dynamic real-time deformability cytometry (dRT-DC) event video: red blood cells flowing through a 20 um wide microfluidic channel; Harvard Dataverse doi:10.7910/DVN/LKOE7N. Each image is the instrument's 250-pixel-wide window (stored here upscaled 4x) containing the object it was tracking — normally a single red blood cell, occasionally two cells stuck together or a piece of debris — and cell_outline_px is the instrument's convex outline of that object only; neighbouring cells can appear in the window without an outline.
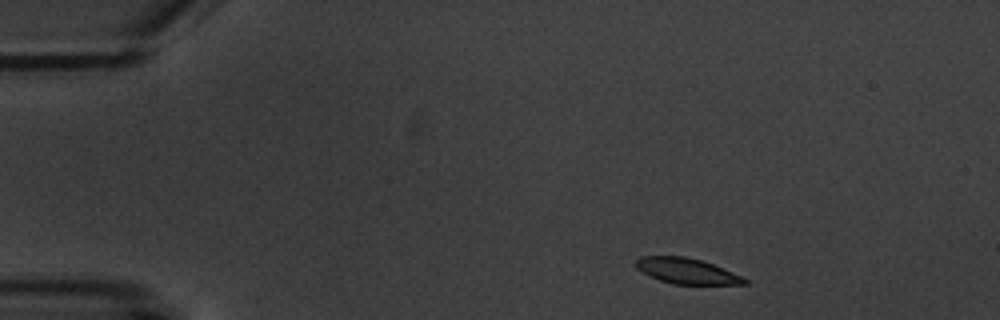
{"species": "common noctule bat (a hibernating species)", "species_latin": "Nyctalus noctula", "temperature_condition": "warm", "stored_images_in_passage": 3, "camera_frame_rate_fps": 3000, "um_per_image_px": 0.085, "animal": {"sex": "male", "body_mass_g": 20.1, "forearm_length_mm": 53.5}, "frame": {"image": 1, "passage_image": 1, "time_ms": 0.0, "image_size_px": [1000, 320], "cell_outline_px": [[748, 284], [672, 284], [660, 280], [636, 268], [636, 260], [640, 256], [688, 256], [712, 264], [740, 276], [748, 280]], "centroid_in_image_um": [58.35, 23.03], "position_along_channel_um": 26.7, "area_um2": 15.9}}